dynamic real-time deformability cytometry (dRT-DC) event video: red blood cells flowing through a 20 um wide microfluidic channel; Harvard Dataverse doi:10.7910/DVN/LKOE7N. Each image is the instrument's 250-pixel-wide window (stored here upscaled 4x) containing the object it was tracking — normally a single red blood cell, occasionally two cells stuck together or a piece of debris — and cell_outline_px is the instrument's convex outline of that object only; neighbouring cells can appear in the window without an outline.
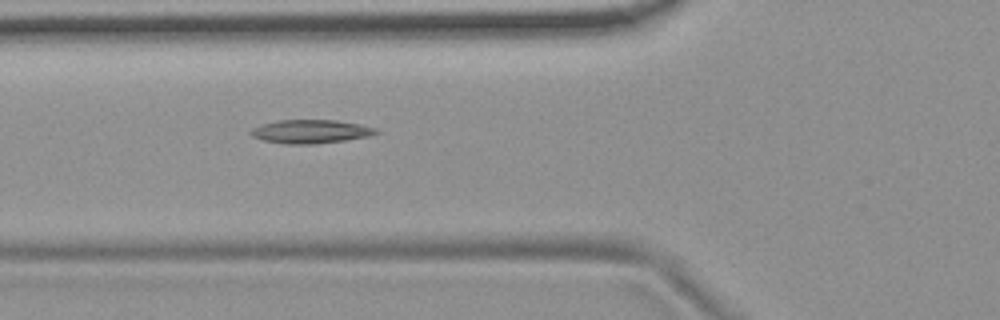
{"species": "common noctule bat (a hibernating species)", "species_latin": "Nyctalus noctula", "temperature_condition": "room temperature", "stored_images_in_passage": 41, "camera_frame_rate_fps": 3000, "um_per_image_px": 0.085, "animal": {"sex": "female", "body_mass_g": 19.9}, "frame": {"image": 1, "passage_image": 7, "time_ms": 2.0, "image_size_px": [1000, 320], "cell_outline_px": [[380, 132], [368, 136], [344, 140], [316, 144], [284, 144], [264, 140], [252, 136], [248, 132], [252, 128], [260, 124], [276, 120], [336, 120], [360, 124], [376, 128]], "centroid_in_image_um": [26.37, 11.17], "position_along_channel_um": 99.4, "area_um2": 17.28}}
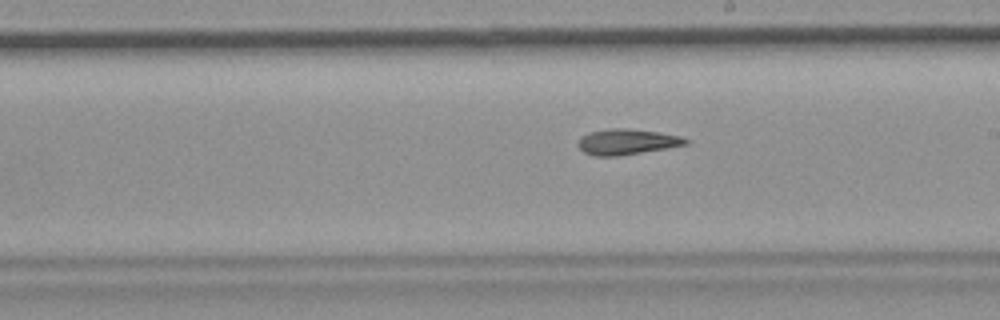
{"frame": {"image": 2, "passage_image": 18, "time_ms": 5.667, "image_size_px": [1000, 320], "cell_outline_px": [[692, 140], [688, 144], [616, 156], [596, 156], [584, 152], [580, 148], [580, 136], [588, 132], [612, 128], [628, 128], [660, 132], [680, 136]], "centroid_in_image_um": [53.31, 12.03], "position_along_channel_um": 235.7, "area_um2": 15.9}}
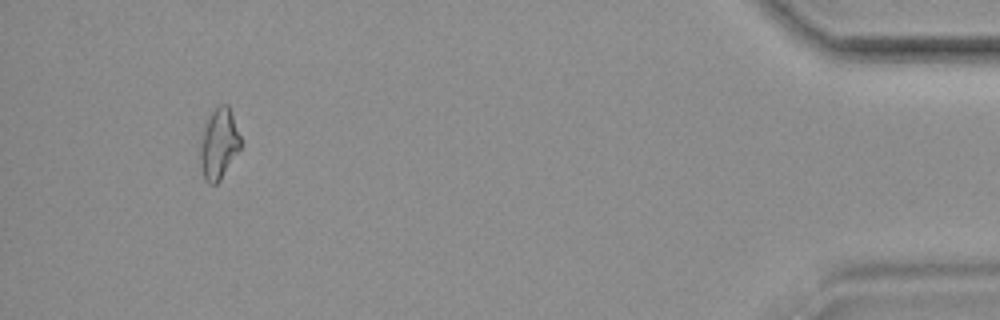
{"frame": {"image": 3, "passage_image": 38, "time_ms": 12.333, "image_size_px": [1000, 320], "cell_outline_px": [[244, 144], [220, 180], [216, 184], [208, 184], [204, 180], [200, 164], [200, 144], [204, 124], [212, 112], [220, 104], [228, 104]], "centroid_in_image_um": [18.62, 12.24], "position_along_channel_um": 416.6, "area_um2": 16.94}, "authors_computed_cell_mechanics": {"area_um2": 16.0684, "velocity_mm_per_s": 3.717, "shape_relaxation_time_tau1_ms": null, "shape_relaxation_time_tau2_ms": 5.2325, "deformation_change_tau1": null, "deformation_change_tau2": 0.1531}}